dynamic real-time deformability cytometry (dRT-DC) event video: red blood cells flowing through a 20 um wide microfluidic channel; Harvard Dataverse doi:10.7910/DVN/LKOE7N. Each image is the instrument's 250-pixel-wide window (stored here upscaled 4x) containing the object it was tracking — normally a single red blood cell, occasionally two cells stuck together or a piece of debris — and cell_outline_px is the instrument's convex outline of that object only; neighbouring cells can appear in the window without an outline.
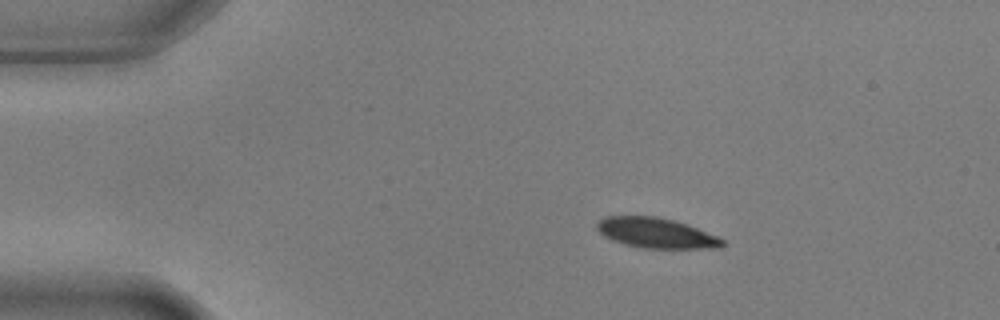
{"species": "common noctule bat (a hibernating species)", "species_latin": "Nyctalus noctula", "temperature_condition": "warm", "stored_images_in_passage": 13, "camera_frame_rate_fps": 3000, "um_per_image_px": 0.085, "animal": {"sex": "male", "body_mass_g": 17.9, "forearm_length_mm": 54.2}, "frame": {"image": 1, "passage_image": 1, "time_ms": 0.0, "image_size_px": [1000, 320], "cell_outline_px": [[724, 244], [720, 248], [644, 248], [624, 244], [612, 240], [604, 236], [596, 228], [596, 224], [604, 216], [656, 216], [676, 220], [688, 224], [720, 236], [724, 240]], "centroid_in_image_um": [55.81, 19.79], "position_along_channel_um": 29.2, "area_um2": 22.31}}
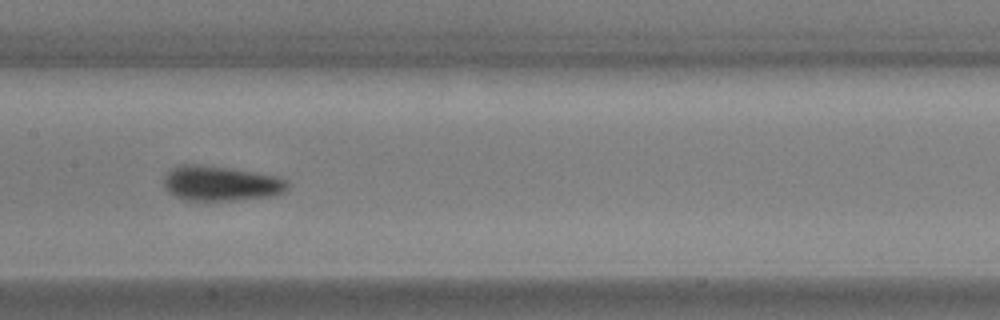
{"frame": {"image": 2, "passage_image": 6, "time_ms": 1.667, "image_size_px": [1000, 320], "cell_outline_px": [[288, 188], [284, 192], [272, 196], [232, 200], [184, 200], [168, 192], [164, 188], [164, 176], [176, 164], [204, 164], [232, 168], [280, 176], [288, 184]], "centroid_in_image_um": [18.75, 15.57], "position_along_channel_um": 188.7, "area_um2": 25.49}}
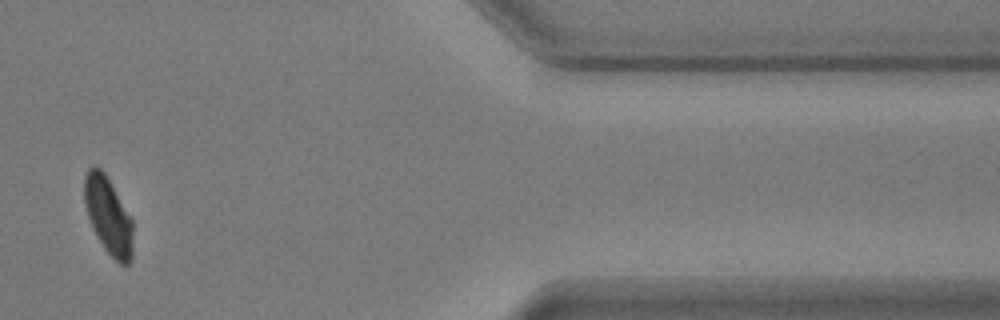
{"frame": {"image": 3, "passage_image": 11, "time_ms": 3.333, "image_size_px": [1000, 320], "cell_outline_px": [[132, 260], [128, 264], [120, 264], [104, 248], [92, 228], [84, 204], [84, 176], [88, 168], [96, 164], [104, 172], [132, 216]], "centroid_in_image_um": [9.2, 18.29], "position_along_channel_um": 402.2, "area_um2": 22.02}}